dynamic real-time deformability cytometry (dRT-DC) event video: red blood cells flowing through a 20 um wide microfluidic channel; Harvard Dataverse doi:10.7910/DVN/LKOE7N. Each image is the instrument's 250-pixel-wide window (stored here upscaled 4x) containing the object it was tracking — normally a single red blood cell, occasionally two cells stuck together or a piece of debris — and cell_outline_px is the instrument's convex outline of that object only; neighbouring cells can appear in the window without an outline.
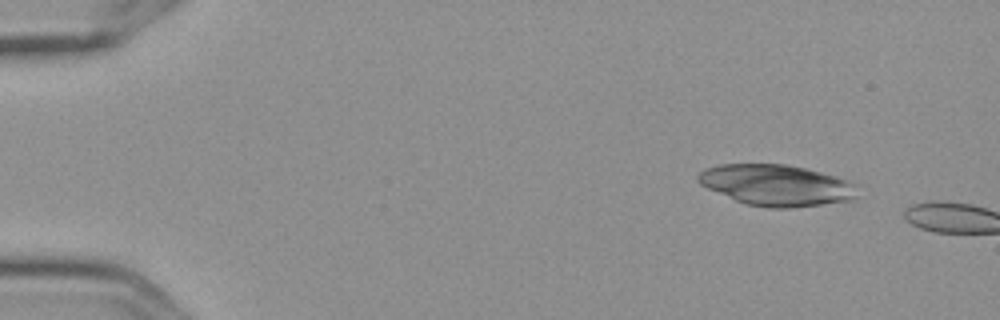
{"species": "Egyptian fruit bat (a non-hibernating species)", "species_latin": "Rousettus aegyptiacus", "temperature_condition": "cold", "stored_images_in_passage": 3, "camera_frame_rate_fps": 3000, "um_per_image_px": 0.085, "frame": {"image": 1, "passage_image": 2, "time_ms": 0.333, "image_size_px": [1000, 320], "cell_outline_px": [[856, 196], [852, 200], [788, 208], [768, 208], [744, 204], [708, 188], [700, 184], [696, 180], [696, 176], [704, 168], [720, 164], [784, 164], [804, 168], [836, 176], [848, 180], [856, 184]], "centroid_in_image_um": [65.96, 15.74], "position_along_channel_um": 19.0, "area_um2": 38.15}}